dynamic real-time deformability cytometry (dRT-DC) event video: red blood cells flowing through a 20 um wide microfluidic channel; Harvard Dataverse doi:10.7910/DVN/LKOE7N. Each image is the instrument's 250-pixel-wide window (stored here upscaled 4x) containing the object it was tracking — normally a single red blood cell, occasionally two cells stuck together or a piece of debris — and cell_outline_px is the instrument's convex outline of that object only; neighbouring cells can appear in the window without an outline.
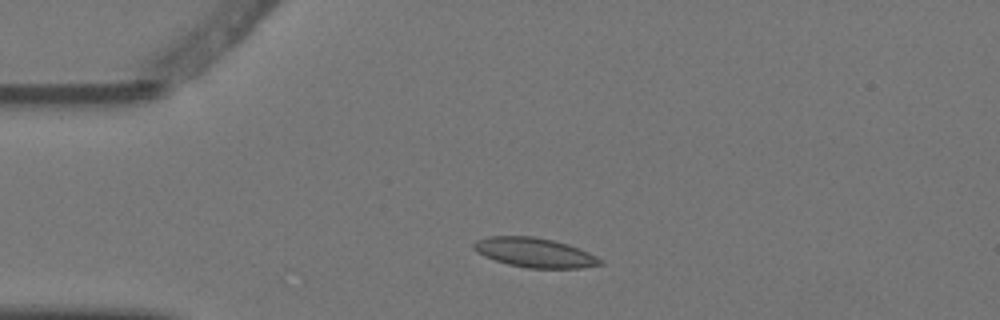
{"species": "Egyptian fruit bat (a non-hibernating species)", "species_latin": "Rousettus aegyptiacus", "temperature_condition": "warm", "stored_images_in_passage": 2, "camera_frame_rate_fps": 3000, "um_per_image_px": 0.085, "animal": {"sex": "female"}, "frame": {"image": 1, "passage_image": 1, "time_ms": 0.0, "image_size_px": [1000, 320], "cell_outline_px": [[604, 264], [580, 268], [528, 268], [508, 264], [484, 256], [476, 252], [472, 248], [472, 244], [476, 240], [488, 236], [536, 236], [568, 244], [588, 252], [604, 260]], "centroid_in_image_um": [45.44, 21.46], "position_along_channel_um": 39.6, "area_um2": 21.85}}